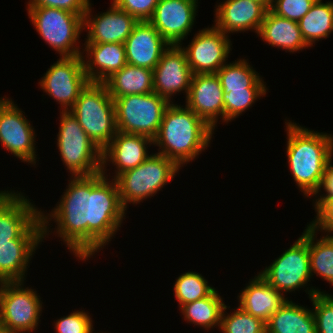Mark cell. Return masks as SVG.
<instances>
[{
  "instance_id": "cell-1",
  "label": "cell",
  "mask_w": 333,
  "mask_h": 333,
  "mask_svg": "<svg viewBox=\"0 0 333 333\" xmlns=\"http://www.w3.org/2000/svg\"><path fill=\"white\" fill-rule=\"evenodd\" d=\"M106 173L71 176L56 207L48 215L41 211L44 239L52 233L48 226L53 219L55 234L82 261L108 245L126 217L117 184Z\"/></svg>"
},
{
  "instance_id": "cell-2",
  "label": "cell",
  "mask_w": 333,
  "mask_h": 333,
  "mask_svg": "<svg viewBox=\"0 0 333 333\" xmlns=\"http://www.w3.org/2000/svg\"><path fill=\"white\" fill-rule=\"evenodd\" d=\"M286 121L289 169L300 191L310 198L318 191L327 164L333 159V135Z\"/></svg>"
},
{
  "instance_id": "cell-3",
  "label": "cell",
  "mask_w": 333,
  "mask_h": 333,
  "mask_svg": "<svg viewBox=\"0 0 333 333\" xmlns=\"http://www.w3.org/2000/svg\"><path fill=\"white\" fill-rule=\"evenodd\" d=\"M184 106L173 102L168 105L153 139V145L159 147L157 153L169 158L180 168L207 149L214 134L213 128Z\"/></svg>"
},
{
  "instance_id": "cell-4",
  "label": "cell",
  "mask_w": 333,
  "mask_h": 333,
  "mask_svg": "<svg viewBox=\"0 0 333 333\" xmlns=\"http://www.w3.org/2000/svg\"><path fill=\"white\" fill-rule=\"evenodd\" d=\"M69 112L101 151L117 133L114 100L103 83L89 82Z\"/></svg>"
},
{
  "instance_id": "cell-5",
  "label": "cell",
  "mask_w": 333,
  "mask_h": 333,
  "mask_svg": "<svg viewBox=\"0 0 333 333\" xmlns=\"http://www.w3.org/2000/svg\"><path fill=\"white\" fill-rule=\"evenodd\" d=\"M181 168L169 158L152 153L139 166L117 175L114 180L123 207L151 198L172 180Z\"/></svg>"
},
{
  "instance_id": "cell-6",
  "label": "cell",
  "mask_w": 333,
  "mask_h": 333,
  "mask_svg": "<svg viewBox=\"0 0 333 333\" xmlns=\"http://www.w3.org/2000/svg\"><path fill=\"white\" fill-rule=\"evenodd\" d=\"M57 147L71 176H92L102 171V151L69 111H61Z\"/></svg>"
},
{
  "instance_id": "cell-7",
  "label": "cell",
  "mask_w": 333,
  "mask_h": 333,
  "mask_svg": "<svg viewBox=\"0 0 333 333\" xmlns=\"http://www.w3.org/2000/svg\"><path fill=\"white\" fill-rule=\"evenodd\" d=\"M26 10L36 32L60 57L83 54L78 46L84 30L82 15L50 7H27Z\"/></svg>"
},
{
  "instance_id": "cell-8",
  "label": "cell",
  "mask_w": 333,
  "mask_h": 333,
  "mask_svg": "<svg viewBox=\"0 0 333 333\" xmlns=\"http://www.w3.org/2000/svg\"><path fill=\"white\" fill-rule=\"evenodd\" d=\"M117 131L143 135L152 140L158 133L170 102L155 92L114 99Z\"/></svg>"
},
{
  "instance_id": "cell-9",
  "label": "cell",
  "mask_w": 333,
  "mask_h": 333,
  "mask_svg": "<svg viewBox=\"0 0 333 333\" xmlns=\"http://www.w3.org/2000/svg\"><path fill=\"white\" fill-rule=\"evenodd\" d=\"M42 301L24 281L0 282V324L15 333H30L38 327Z\"/></svg>"
},
{
  "instance_id": "cell-10",
  "label": "cell",
  "mask_w": 333,
  "mask_h": 333,
  "mask_svg": "<svg viewBox=\"0 0 333 333\" xmlns=\"http://www.w3.org/2000/svg\"><path fill=\"white\" fill-rule=\"evenodd\" d=\"M29 200L18 191H0V244L13 239H44L41 210Z\"/></svg>"
},
{
  "instance_id": "cell-11",
  "label": "cell",
  "mask_w": 333,
  "mask_h": 333,
  "mask_svg": "<svg viewBox=\"0 0 333 333\" xmlns=\"http://www.w3.org/2000/svg\"><path fill=\"white\" fill-rule=\"evenodd\" d=\"M259 274L282 294L295 292L308 286L312 278L308 250V225L293 245Z\"/></svg>"
},
{
  "instance_id": "cell-12",
  "label": "cell",
  "mask_w": 333,
  "mask_h": 333,
  "mask_svg": "<svg viewBox=\"0 0 333 333\" xmlns=\"http://www.w3.org/2000/svg\"><path fill=\"white\" fill-rule=\"evenodd\" d=\"M82 58L60 57L39 82L41 89L60 104L61 111H69L89 83Z\"/></svg>"
},
{
  "instance_id": "cell-13",
  "label": "cell",
  "mask_w": 333,
  "mask_h": 333,
  "mask_svg": "<svg viewBox=\"0 0 333 333\" xmlns=\"http://www.w3.org/2000/svg\"><path fill=\"white\" fill-rule=\"evenodd\" d=\"M23 111L6 96L0 101V143L15 157L35 166L36 134Z\"/></svg>"
},
{
  "instance_id": "cell-14",
  "label": "cell",
  "mask_w": 333,
  "mask_h": 333,
  "mask_svg": "<svg viewBox=\"0 0 333 333\" xmlns=\"http://www.w3.org/2000/svg\"><path fill=\"white\" fill-rule=\"evenodd\" d=\"M181 48L185 51L187 62L193 74H216V72L227 63L232 43L229 35L212 27L203 28L194 35L187 47Z\"/></svg>"
},
{
  "instance_id": "cell-15",
  "label": "cell",
  "mask_w": 333,
  "mask_h": 333,
  "mask_svg": "<svg viewBox=\"0 0 333 333\" xmlns=\"http://www.w3.org/2000/svg\"><path fill=\"white\" fill-rule=\"evenodd\" d=\"M198 0H160L148 20L170 44L180 45L193 29Z\"/></svg>"
},
{
  "instance_id": "cell-16",
  "label": "cell",
  "mask_w": 333,
  "mask_h": 333,
  "mask_svg": "<svg viewBox=\"0 0 333 333\" xmlns=\"http://www.w3.org/2000/svg\"><path fill=\"white\" fill-rule=\"evenodd\" d=\"M192 77L185 51L180 45H170L153 69L154 92L170 103L179 92L184 91L187 97Z\"/></svg>"
},
{
  "instance_id": "cell-17",
  "label": "cell",
  "mask_w": 333,
  "mask_h": 333,
  "mask_svg": "<svg viewBox=\"0 0 333 333\" xmlns=\"http://www.w3.org/2000/svg\"><path fill=\"white\" fill-rule=\"evenodd\" d=\"M91 3L83 17L87 38L84 44L125 43L138 20L111 3L106 12L93 16Z\"/></svg>"
},
{
  "instance_id": "cell-18",
  "label": "cell",
  "mask_w": 333,
  "mask_h": 333,
  "mask_svg": "<svg viewBox=\"0 0 333 333\" xmlns=\"http://www.w3.org/2000/svg\"><path fill=\"white\" fill-rule=\"evenodd\" d=\"M223 93L216 74H193L185 105L215 130L219 118L224 122Z\"/></svg>"
},
{
  "instance_id": "cell-19",
  "label": "cell",
  "mask_w": 333,
  "mask_h": 333,
  "mask_svg": "<svg viewBox=\"0 0 333 333\" xmlns=\"http://www.w3.org/2000/svg\"><path fill=\"white\" fill-rule=\"evenodd\" d=\"M267 10L252 0H225L215 7L214 26L226 35L248 30L258 34Z\"/></svg>"
},
{
  "instance_id": "cell-20",
  "label": "cell",
  "mask_w": 333,
  "mask_h": 333,
  "mask_svg": "<svg viewBox=\"0 0 333 333\" xmlns=\"http://www.w3.org/2000/svg\"><path fill=\"white\" fill-rule=\"evenodd\" d=\"M124 47L127 64L153 70L170 44L149 21H138Z\"/></svg>"
},
{
  "instance_id": "cell-21",
  "label": "cell",
  "mask_w": 333,
  "mask_h": 333,
  "mask_svg": "<svg viewBox=\"0 0 333 333\" xmlns=\"http://www.w3.org/2000/svg\"><path fill=\"white\" fill-rule=\"evenodd\" d=\"M153 144L149 137L127 134L117 131L109 145L102 151V171H106L107 163L116 166L113 179L127 170L142 164L150 155L148 147Z\"/></svg>"
},
{
  "instance_id": "cell-22",
  "label": "cell",
  "mask_w": 333,
  "mask_h": 333,
  "mask_svg": "<svg viewBox=\"0 0 333 333\" xmlns=\"http://www.w3.org/2000/svg\"><path fill=\"white\" fill-rule=\"evenodd\" d=\"M84 45L83 53L86 52V54L85 56L82 54V59L89 82L103 83L127 64L124 43Z\"/></svg>"
},
{
  "instance_id": "cell-23",
  "label": "cell",
  "mask_w": 333,
  "mask_h": 333,
  "mask_svg": "<svg viewBox=\"0 0 333 333\" xmlns=\"http://www.w3.org/2000/svg\"><path fill=\"white\" fill-rule=\"evenodd\" d=\"M238 297V306L245 312L263 320L265 323L288 301L284 294L278 292L259 273Z\"/></svg>"
},
{
  "instance_id": "cell-24",
  "label": "cell",
  "mask_w": 333,
  "mask_h": 333,
  "mask_svg": "<svg viewBox=\"0 0 333 333\" xmlns=\"http://www.w3.org/2000/svg\"><path fill=\"white\" fill-rule=\"evenodd\" d=\"M44 239H13L0 244V282L24 281L28 264Z\"/></svg>"
},
{
  "instance_id": "cell-25",
  "label": "cell",
  "mask_w": 333,
  "mask_h": 333,
  "mask_svg": "<svg viewBox=\"0 0 333 333\" xmlns=\"http://www.w3.org/2000/svg\"><path fill=\"white\" fill-rule=\"evenodd\" d=\"M257 35L268 45L290 53L309 47L302 37L298 22L277 16L270 9L267 10Z\"/></svg>"
},
{
  "instance_id": "cell-26",
  "label": "cell",
  "mask_w": 333,
  "mask_h": 333,
  "mask_svg": "<svg viewBox=\"0 0 333 333\" xmlns=\"http://www.w3.org/2000/svg\"><path fill=\"white\" fill-rule=\"evenodd\" d=\"M103 84L113 100L125 95L149 94L154 92L153 70L126 64Z\"/></svg>"
},
{
  "instance_id": "cell-27",
  "label": "cell",
  "mask_w": 333,
  "mask_h": 333,
  "mask_svg": "<svg viewBox=\"0 0 333 333\" xmlns=\"http://www.w3.org/2000/svg\"><path fill=\"white\" fill-rule=\"evenodd\" d=\"M288 300L266 322V333H316L313 310Z\"/></svg>"
},
{
  "instance_id": "cell-28",
  "label": "cell",
  "mask_w": 333,
  "mask_h": 333,
  "mask_svg": "<svg viewBox=\"0 0 333 333\" xmlns=\"http://www.w3.org/2000/svg\"><path fill=\"white\" fill-rule=\"evenodd\" d=\"M302 37L309 47L333 32V1L316 0L308 13L298 21Z\"/></svg>"
},
{
  "instance_id": "cell-29",
  "label": "cell",
  "mask_w": 333,
  "mask_h": 333,
  "mask_svg": "<svg viewBox=\"0 0 333 333\" xmlns=\"http://www.w3.org/2000/svg\"><path fill=\"white\" fill-rule=\"evenodd\" d=\"M222 299L215 289L206 298L182 305L179 310L184 320L188 321L187 323L201 326L205 330L213 329L215 326L220 328L221 315L225 306Z\"/></svg>"
},
{
  "instance_id": "cell-30",
  "label": "cell",
  "mask_w": 333,
  "mask_h": 333,
  "mask_svg": "<svg viewBox=\"0 0 333 333\" xmlns=\"http://www.w3.org/2000/svg\"><path fill=\"white\" fill-rule=\"evenodd\" d=\"M224 93L238 89H268L259 73L246 59L225 63L217 72Z\"/></svg>"
},
{
  "instance_id": "cell-31",
  "label": "cell",
  "mask_w": 333,
  "mask_h": 333,
  "mask_svg": "<svg viewBox=\"0 0 333 333\" xmlns=\"http://www.w3.org/2000/svg\"><path fill=\"white\" fill-rule=\"evenodd\" d=\"M316 233L308 226L311 276L316 274L333 286V235H322L317 240Z\"/></svg>"
},
{
  "instance_id": "cell-32",
  "label": "cell",
  "mask_w": 333,
  "mask_h": 333,
  "mask_svg": "<svg viewBox=\"0 0 333 333\" xmlns=\"http://www.w3.org/2000/svg\"><path fill=\"white\" fill-rule=\"evenodd\" d=\"M216 288L209 285L202 274L188 271L177 277L174 284V295L179 307L209 296Z\"/></svg>"
},
{
  "instance_id": "cell-33",
  "label": "cell",
  "mask_w": 333,
  "mask_h": 333,
  "mask_svg": "<svg viewBox=\"0 0 333 333\" xmlns=\"http://www.w3.org/2000/svg\"><path fill=\"white\" fill-rule=\"evenodd\" d=\"M229 308L225 305L222 311L219 328L222 333H266L263 320L243 311L239 306L233 313L226 314L225 310Z\"/></svg>"
},
{
  "instance_id": "cell-34",
  "label": "cell",
  "mask_w": 333,
  "mask_h": 333,
  "mask_svg": "<svg viewBox=\"0 0 333 333\" xmlns=\"http://www.w3.org/2000/svg\"><path fill=\"white\" fill-rule=\"evenodd\" d=\"M304 291L312 302L316 333H333V295L313 286Z\"/></svg>"
},
{
  "instance_id": "cell-35",
  "label": "cell",
  "mask_w": 333,
  "mask_h": 333,
  "mask_svg": "<svg viewBox=\"0 0 333 333\" xmlns=\"http://www.w3.org/2000/svg\"><path fill=\"white\" fill-rule=\"evenodd\" d=\"M267 89H238L223 93L224 122L234 120L266 95Z\"/></svg>"
},
{
  "instance_id": "cell-36",
  "label": "cell",
  "mask_w": 333,
  "mask_h": 333,
  "mask_svg": "<svg viewBox=\"0 0 333 333\" xmlns=\"http://www.w3.org/2000/svg\"><path fill=\"white\" fill-rule=\"evenodd\" d=\"M56 333H91L93 321L88 312L76 310L54 321Z\"/></svg>"
},
{
  "instance_id": "cell-37",
  "label": "cell",
  "mask_w": 333,
  "mask_h": 333,
  "mask_svg": "<svg viewBox=\"0 0 333 333\" xmlns=\"http://www.w3.org/2000/svg\"><path fill=\"white\" fill-rule=\"evenodd\" d=\"M316 0H273L271 11L277 16L298 22L311 9Z\"/></svg>"
},
{
  "instance_id": "cell-38",
  "label": "cell",
  "mask_w": 333,
  "mask_h": 333,
  "mask_svg": "<svg viewBox=\"0 0 333 333\" xmlns=\"http://www.w3.org/2000/svg\"><path fill=\"white\" fill-rule=\"evenodd\" d=\"M314 209L316 212L315 219L312 220L308 226L315 231L327 232L326 234H333V197L326 199H314Z\"/></svg>"
},
{
  "instance_id": "cell-39",
  "label": "cell",
  "mask_w": 333,
  "mask_h": 333,
  "mask_svg": "<svg viewBox=\"0 0 333 333\" xmlns=\"http://www.w3.org/2000/svg\"><path fill=\"white\" fill-rule=\"evenodd\" d=\"M160 0H113L119 9L135 17L138 21H148Z\"/></svg>"
},
{
  "instance_id": "cell-40",
  "label": "cell",
  "mask_w": 333,
  "mask_h": 333,
  "mask_svg": "<svg viewBox=\"0 0 333 333\" xmlns=\"http://www.w3.org/2000/svg\"><path fill=\"white\" fill-rule=\"evenodd\" d=\"M90 0H29L27 7H50L59 8L84 17Z\"/></svg>"
},
{
  "instance_id": "cell-41",
  "label": "cell",
  "mask_w": 333,
  "mask_h": 333,
  "mask_svg": "<svg viewBox=\"0 0 333 333\" xmlns=\"http://www.w3.org/2000/svg\"><path fill=\"white\" fill-rule=\"evenodd\" d=\"M324 189L326 193L320 195L319 192H322L321 189ZM320 197H319V195ZM318 195V196H317ZM317 199H326L328 197H333V165H332V159L328 162L326 170L323 174L321 184L319 186L318 191L313 195Z\"/></svg>"
},
{
  "instance_id": "cell-42",
  "label": "cell",
  "mask_w": 333,
  "mask_h": 333,
  "mask_svg": "<svg viewBox=\"0 0 333 333\" xmlns=\"http://www.w3.org/2000/svg\"><path fill=\"white\" fill-rule=\"evenodd\" d=\"M256 1L258 3L263 4L268 10L271 9V6L273 4V0H252Z\"/></svg>"
},
{
  "instance_id": "cell-43",
  "label": "cell",
  "mask_w": 333,
  "mask_h": 333,
  "mask_svg": "<svg viewBox=\"0 0 333 333\" xmlns=\"http://www.w3.org/2000/svg\"><path fill=\"white\" fill-rule=\"evenodd\" d=\"M0 333H15V332H12L7 327L0 324Z\"/></svg>"
}]
</instances>
